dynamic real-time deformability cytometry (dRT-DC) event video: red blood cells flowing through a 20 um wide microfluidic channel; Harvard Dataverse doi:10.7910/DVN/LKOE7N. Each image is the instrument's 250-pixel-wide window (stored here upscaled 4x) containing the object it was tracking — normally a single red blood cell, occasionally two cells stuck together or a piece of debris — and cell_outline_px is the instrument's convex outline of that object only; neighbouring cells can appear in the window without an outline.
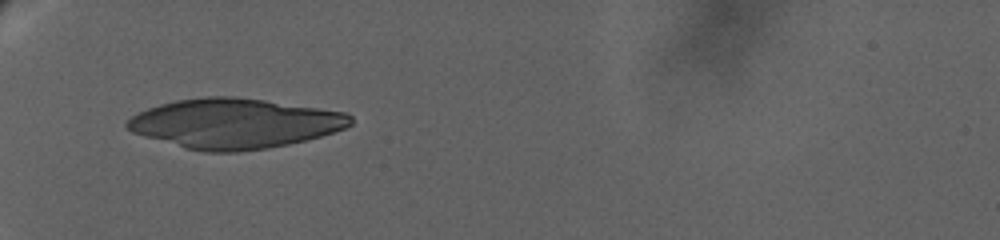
{"species": "human", "species_latin": "Homo sapiens", "temperature_condition": "warm", "stored_images_in_passage": 5, "camera_frame_rate_fps": 3000, "um_per_image_px": 0.085, "donor": {"sex": "female"}, "frame": {"image": 1, "passage_image": 1, "time_ms": 0.0, "image_size_px": [1000, 240], "cell_outline_px": [[352, 124], [344, 128], [320, 136], [288, 144], [268, 148], [236, 152], [204, 152], [188, 148], [144, 136], [132, 132], [124, 124], [132, 116], [148, 108], [160, 104], [176, 100], [204, 96], [236, 96], [348, 112], [352, 116]], "centroid_in_image_um": [19.95, 10.48], "position_along_channel_um": 65.1, "area_um2": 64.62}}